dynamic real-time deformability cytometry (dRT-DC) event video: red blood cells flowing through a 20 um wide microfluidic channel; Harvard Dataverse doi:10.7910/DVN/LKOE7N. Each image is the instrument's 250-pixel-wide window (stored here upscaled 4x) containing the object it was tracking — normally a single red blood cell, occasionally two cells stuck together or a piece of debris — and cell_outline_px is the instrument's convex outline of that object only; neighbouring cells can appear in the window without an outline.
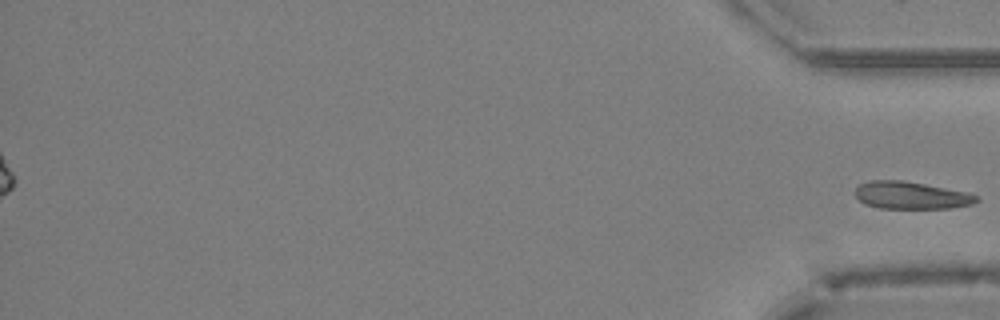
{"species": "Egyptian fruit bat (a non-hibernating species)", "species_latin": "Rousettus aegyptiacus", "temperature_condition": "cold", "stored_images_in_passage": 46, "segment_of_instrument_passage": [2, 2], "camera_frame_rate_fps": 3000, "um_per_image_px": 0.085, "animal": {"sex": "female"}, "frame": {"image": 1, "passage_image": 46, "time_ms": 15.0, "image_size_px": [1000, 320], "cell_outline_px": [[980, 200], [972, 204], [948, 208], [880, 208], [864, 204], [856, 196], [856, 188], [860, 184], [868, 180], [900, 180], [924, 184], [968, 192], [980, 196]], "centroid_in_image_um": [77.46, 16.6], "position_along_channel_um": 357.7, "area_um2": 19.31}}